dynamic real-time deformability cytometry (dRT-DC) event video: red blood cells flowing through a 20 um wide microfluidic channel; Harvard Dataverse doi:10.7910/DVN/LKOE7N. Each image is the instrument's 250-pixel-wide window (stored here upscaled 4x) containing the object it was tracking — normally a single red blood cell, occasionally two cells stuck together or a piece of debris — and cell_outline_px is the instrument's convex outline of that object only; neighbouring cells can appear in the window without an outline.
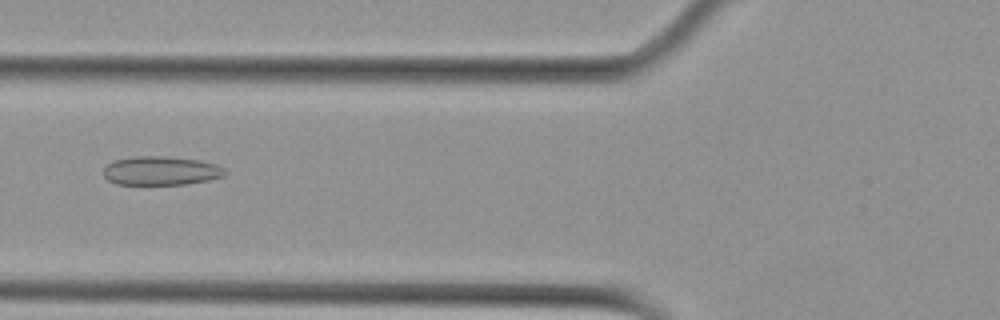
{"species": "Egyptian fruit bat (a non-hibernating species)", "species_latin": "Rousettus aegyptiacus", "temperature_condition": "cold", "stored_images_in_passage": 56, "camera_frame_rate_fps": 3000, "um_per_image_px": 0.085, "animal": {"sex": "female"}, "frame": {"image": 1, "passage_image": 22, "time_ms": 7.0, "image_size_px": [1000, 320], "cell_outline_px": [[228, 172], [224, 176], [208, 180], [188, 184], [116, 184], [108, 180], [104, 176], [104, 168], [112, 160], [136, 156], [168, 156], [200, 160], [216, 164], [224, 168]], "centroid_in_image_um": [13.7, 14.5], "position_along_channel_um": 112.1, "area_um2": 20.58}}
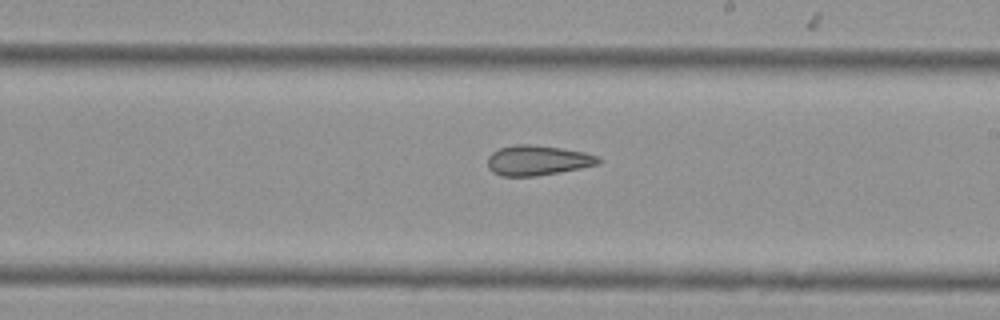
{"frame": {"image": 2, "passage_image": 33, "time_ms": 10.667, "image_size_px": [1000, 320], "cell_outline_px": [[600, 164], [560, 172], [536, 176], [500, 176], [492, 172], [488, 168], [488, 156], [492, 152], [500, 148], [516, 144], [528, 144], [560, 148], [584, 152], [596, 156], [600, 160]], "centroid_in_image_um": [45.66, 13.64], "position_along_channel_um": 243.3, "area_um2": 19.31}}
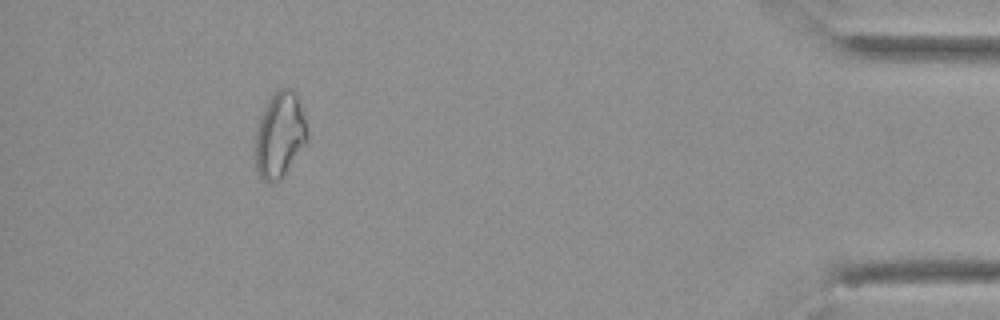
{"frame": {"image": 3, "passage_image": 52, "time_ms": 17.0, "image_size_px": [1000, 320], "cell_outline_px": [[308, 140], [280, 180], [264, 180], [260, 176], [256, 168], [256, 132], [264, 108], [272, 96], [280, 88], [292, 88], [296, 92], [304, 120], [308, 136]], "centroid_in_image_um": [23.79, 11.46], "position_along_channel_um": 411.4, "area_um2": 25.09}, "authors_computed_cell_mechanics": {"area_um2": 22.8599, "velocity_mm_per_s": 3.5794, "shape_relaxation_time_tau1_ms": null, "shape_relaxation_time_tau2_ms": 5.8899, "deformation_change_tau1": null, "deformation_change_tau2": 0.1453}}